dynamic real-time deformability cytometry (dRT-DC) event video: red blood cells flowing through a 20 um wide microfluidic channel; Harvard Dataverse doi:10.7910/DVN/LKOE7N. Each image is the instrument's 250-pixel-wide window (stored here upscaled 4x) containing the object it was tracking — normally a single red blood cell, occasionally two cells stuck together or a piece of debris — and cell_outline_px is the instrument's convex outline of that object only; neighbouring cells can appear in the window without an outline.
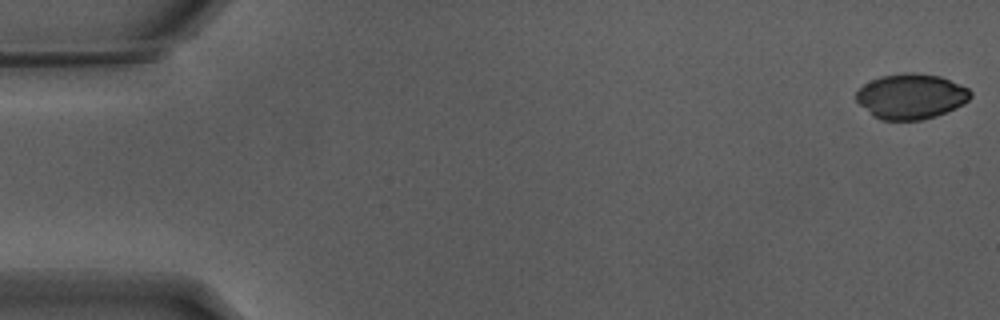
{"species": "Egyptian fruit bat (a non-hibernating species)", "species_latin": "Rousettus aegyptiacus", "temperature_condition": "warm", "stored_images_in_passage": 50, "camera_frame_rate_fps": 3000, "um_per_image_px": 0.085, "animal": {"sex": "male"}, "frame": {"image": 1, "passage_image": 1, "time_ms": 0.0, "image_size_px": [1000, 320], "cell_outline_px": [[972, 96], [964, 104], [936, 116], [920, 120], [880, 120], [872, 116], [856, 100], [856, 92], [864, 84], [880, 76], [904, 72], [916, 72], [940, 76], [968, 88], [972, 92]], "centroid_in_image_um": [77.43, 8.18], "position_along_channel_um": 7.6, "area_um2": 30.23}}
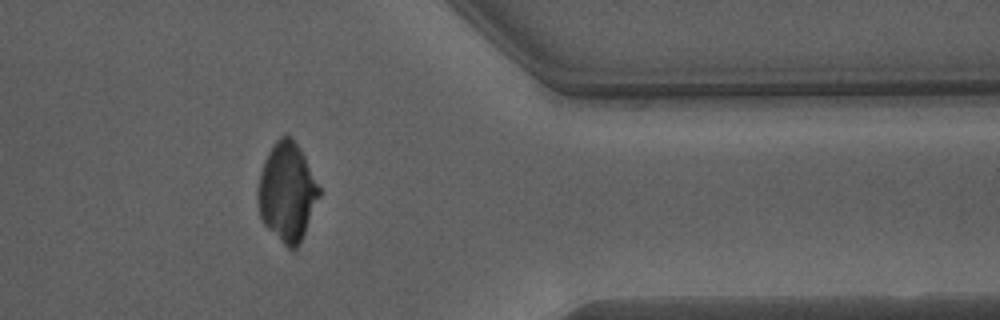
{"frame": {"image": 2, "passage_image": 44, "time_ms": 14.333, "image_size_px": [1000, 320], "cell_outline_px": [[320, 196], [300, 244], [296, 248], [288, 248], [264, 224], [260, 216], [256, 192], [260, 172], [264, 160], [268, 152], [276, 140], [280, 136], [292, 136], [300, 148], [320, 188]], "centroid_in_image_um": [24.39, 16.31], "position_along_channel_um": 387.0, "area_um2": 35.14}}